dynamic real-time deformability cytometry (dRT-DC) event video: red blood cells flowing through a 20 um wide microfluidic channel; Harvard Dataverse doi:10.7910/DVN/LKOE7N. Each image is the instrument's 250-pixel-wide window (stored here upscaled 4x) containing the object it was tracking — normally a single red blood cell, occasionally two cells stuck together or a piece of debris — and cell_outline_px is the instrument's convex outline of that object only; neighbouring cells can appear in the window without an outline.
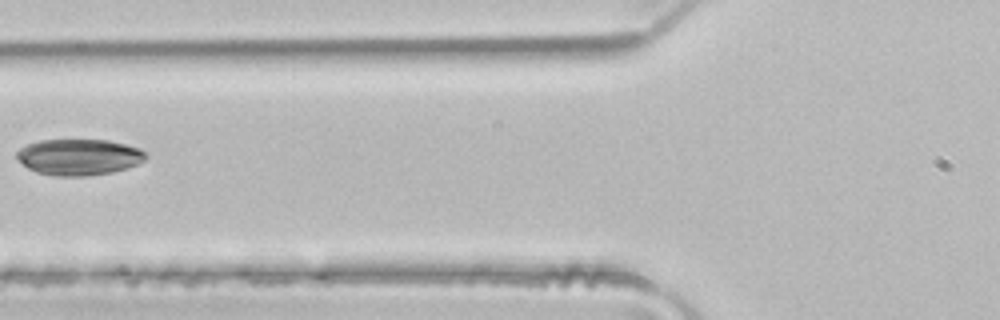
{"species": "common noctule bat (a hibernating species)", "species_latin": "Nyctalus noctula", "temperature_condition": "room temperature", "stored_images_in_passage": 4, "camera_frame_rate_fps": 3000, "um_per_image_px": 0.085, "animal": {"sex": "male", "body_mass_g": 21.5, "forearm_length_mm": 52.0}, "frame": {"image": 1, "passage_image": 4, "time_ms": 1.0, "image_size_px": [1000, 320], "cell_outline_px": [[148, 156], [144, 160], [128, 168], [112, 172], [88, 176], [56, 176], [36, 172], [28, 168], [16, 156], [16, 152], [20, 148], [28, 144], [40, 140], [108, 140], [140, 148]], "centroid_in_image_um": [6.72, 13.35], "position_along_channel_um": 119.1, "area_um2": 27.11}}